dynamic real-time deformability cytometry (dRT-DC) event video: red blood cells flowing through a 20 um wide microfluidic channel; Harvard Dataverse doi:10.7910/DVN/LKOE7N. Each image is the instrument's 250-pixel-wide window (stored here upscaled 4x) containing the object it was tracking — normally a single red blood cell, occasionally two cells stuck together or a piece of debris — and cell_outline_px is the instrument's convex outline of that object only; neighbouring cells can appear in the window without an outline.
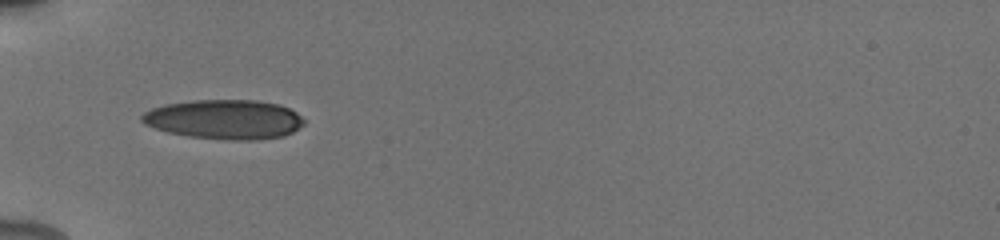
{"species": "human", "species_latin": "Homo sapiens", "temperature_condition": "cold", "stored_images_in_passage": 2, "camera_frame_rate_fps": 3000, "um_per_image_px": 0.085, "donor": {"sex": "male"}, "frame": {"image": 1, "passage_image": 1, "time_ms": 0.0, "image_size_px": [1000, 240], "cell_outline_px": [[304, 124], [300, 128], [284, 136], [256, 140], [228, 140], [188, 136], [168, 132], [144, 124], [140, 120], [140, 116], [144, 112], [152, 108], [164, 104], [196, 100], [256, 100], [280, 104], [296, 112], [304, 120]], "centroid_in_image_um": [19.08, 10.15], "position_along_channel_um": 65.9, "area_um2": 37.45}}